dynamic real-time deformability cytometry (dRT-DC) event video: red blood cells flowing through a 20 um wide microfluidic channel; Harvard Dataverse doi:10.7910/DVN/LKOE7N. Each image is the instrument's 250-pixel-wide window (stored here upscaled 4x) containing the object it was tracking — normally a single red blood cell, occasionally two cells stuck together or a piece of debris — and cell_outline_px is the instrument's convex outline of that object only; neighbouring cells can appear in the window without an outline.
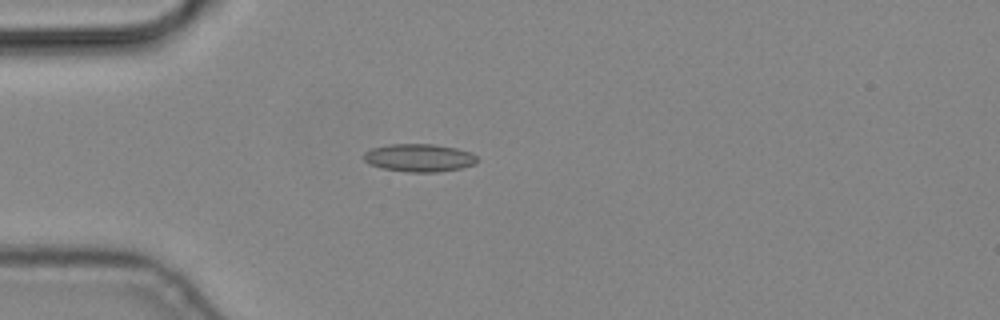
{"species": "common noctule bat (a hibernating species)", "species_latin": "Nyctalus noctula", "temperature_condition": "cold", "stored_images_in_passage": 5, "camera_frame_rate_fps": 3000, "um_per_image_px": 0.085, "animal": {"sex": "male", "body_mass_g": 19.2, "forearm_length_mm": 51.8}, "frame": {"image": 1, "passage_image": 5, "time_ms": 1.333, "image_size_px": [1000, 320], "cell_outline_px": [[476, 160], [472, 164], [460, 168], [436, 172], [408, 172], [380, 168], [368, 164], [364, 160], [364, 152], [372, 148], [388, 144], [432, 144], [456, 148], [472, 152], [476, 156]], "centroid_in_image_um": [35.57, 13.41], "position_along_channel_um": 49.4, "area_um2": 18.38}}